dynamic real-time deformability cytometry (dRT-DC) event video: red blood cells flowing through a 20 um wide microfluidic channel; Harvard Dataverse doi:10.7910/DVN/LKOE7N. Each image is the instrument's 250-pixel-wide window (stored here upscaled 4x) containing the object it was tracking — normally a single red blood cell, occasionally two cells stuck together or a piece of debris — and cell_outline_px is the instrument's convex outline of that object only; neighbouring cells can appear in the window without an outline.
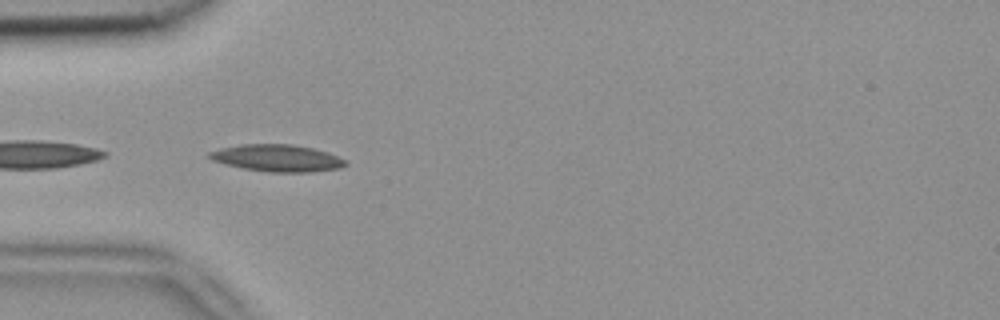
{"species": "common noctule bat (a hibernating species)", "species_latin": "Nyctalus noctula", "temperature_condition": "room temperature", "stored_images_in_passage": 5, "camera_frame_rate_fps": 3000, "um_per_image_px": 0.085, "animal": {"sex": "female", "body_mass_g": 18.4}, "frame": {"image": 1, "passage_image": 5, "time_ms": 1.333, "image_size_px": [1000, 320], "cell_outline_px": [[348, 164], [340, 168], [308, 172], [268, 172], [244, 168], [224, 164], [212, 160], [208, 156], [208, 152], [220, 148], [240, 144], [292, 144], [312, 148], [336, 156], [344, 160]], "centroid_in_image_um": [23.51, 13.43], "position_along_channel_um": 61.5, "area_um2": 21.21}}